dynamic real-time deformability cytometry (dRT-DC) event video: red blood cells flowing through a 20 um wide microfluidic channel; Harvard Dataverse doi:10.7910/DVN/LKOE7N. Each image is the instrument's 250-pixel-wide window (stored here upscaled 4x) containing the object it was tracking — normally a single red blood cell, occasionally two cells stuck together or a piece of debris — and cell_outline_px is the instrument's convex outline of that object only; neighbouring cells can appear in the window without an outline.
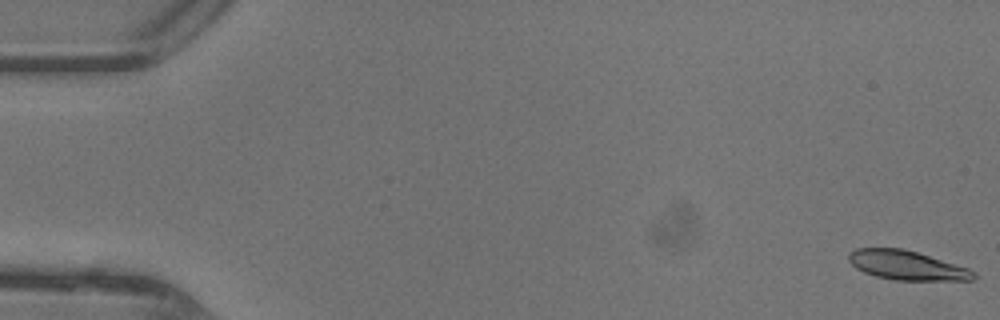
{"species": "common noctule bat (a hibernating species)", "species_latin": "Nyctalus noctula", "temperature_condition": "warm", "stored_images_in_passage": 47, "camera_frame_rate_fps": 3000, "um_per_image_px": 0.085, "animal": {"sex": "female"}, "frame": {"image": 1, "passage_image": 1, "time_ms": 0.0, "image_size_px": [1000, 320], "cell_outline_px": [[976, 276], [972, 280], [892, 280], [876, 276], [864, 272], [856, 268], [848, 260], [848, 252], [856, 248], [904, 248], [968, 268], [976, 272]], "centroid_in_image_um": [77.05, 22.55], "position_along_channel_um": 8.0, "area_um2": 21.27}}
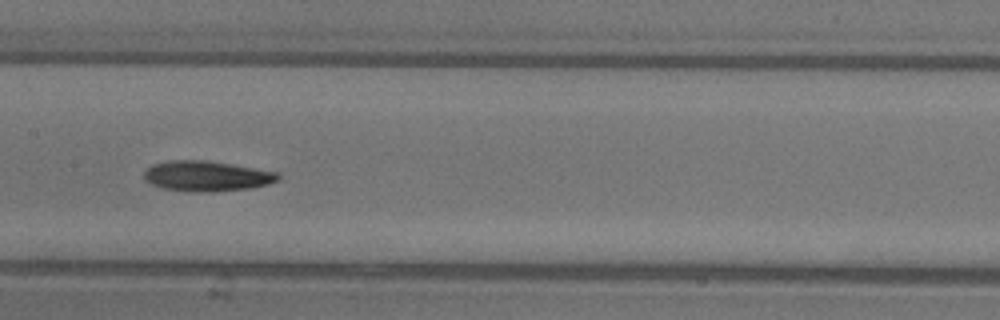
{"frame": {"image": 2, "passage_image": 24, "time_ms": 7.667, "image_size_px": [1000, 320], "cell_outline_px": [[280, 180], [268, 184], [248, 188], [212, 192], [192, 192], [164, 188], [152, 184], [144, 180], [144, 172], [152, 164], [168, 160], [204, 160], [232, 164], [280, 172]], "centroid_in_image_um": [17.59, 14.96], "position_along_channel_um": 189.8, "area_um2": 23.81}}
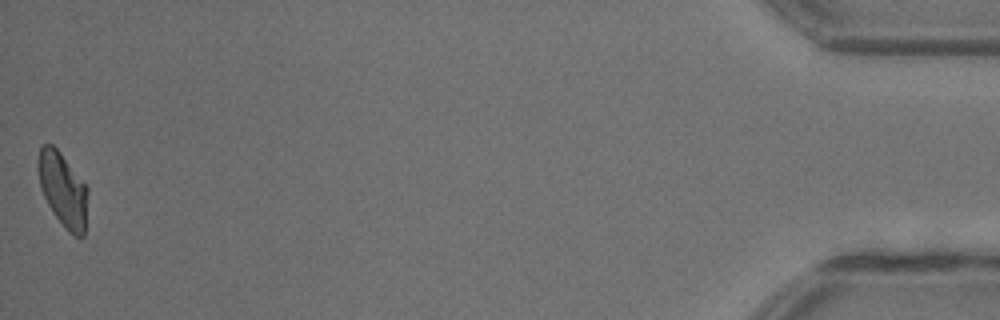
{"frame": {"image": 3, "passage_image": 47, "time_ms": 15.333, "image_size_px": [1000, 320], "cell_outline_px": [[88, 192], [84, 236], [80, 240], [72, 236], [64, 228], [52, 212], [40, 188], [36, 168], [36, 160], [40, 148], [44, 144], [52, 144], [60, 152], [88, 188]], "centroid_in_image_um": [5.33, 16.15], "position_along_channel_um": 429.9, "area_um2": 21.85}, "authors_computed_cell_mechanics": {"area_um2": 22.0218, "velocity_mm_per_s": 4.4222, "shape_relaxation_time_tau1_ms": 6.5219, "shape_relaxation_time_tau2_ms": 6.755, "deformation_change_tau1": 0.1968, "deformation_change_tau2": 0.1643}}